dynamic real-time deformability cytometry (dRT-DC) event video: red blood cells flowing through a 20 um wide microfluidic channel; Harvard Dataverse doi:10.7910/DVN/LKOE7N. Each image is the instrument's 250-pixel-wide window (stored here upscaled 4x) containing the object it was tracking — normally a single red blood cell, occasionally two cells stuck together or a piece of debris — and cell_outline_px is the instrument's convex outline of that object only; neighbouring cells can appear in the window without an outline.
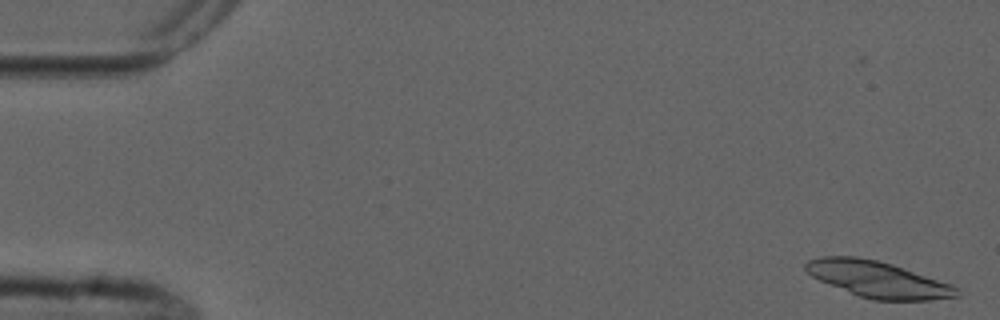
{"species": "common noctule bat (a hibernating species)", "species_latin": "Nyctalus noctula", "temperature_condition": "cold", "stored_images_in_passage": 4, "camera_frame_rate_fps": 3000, "um_per_image_px": 0.085, "animal": {"sex": "male", "forearm_length_mm": 52.5}, "frame": {"image": 1, "passage_image": 1, "time_ms": 0.0, "image_size_px": [1000, 320], "cell_outline_px": [[960, 296], [932, 300], [872, 300], [860, 296], [820, 280], [812, 276], [804, 268], [804, 264], [808, 260], [820, 256], [856, 256], [876, 260], [892, 264], [952, 284], [960, 292]], "centroid_in_image_um": [74.63, 23.74], "position_along_channel_um": 10.4, "area_um2": 31.67}}